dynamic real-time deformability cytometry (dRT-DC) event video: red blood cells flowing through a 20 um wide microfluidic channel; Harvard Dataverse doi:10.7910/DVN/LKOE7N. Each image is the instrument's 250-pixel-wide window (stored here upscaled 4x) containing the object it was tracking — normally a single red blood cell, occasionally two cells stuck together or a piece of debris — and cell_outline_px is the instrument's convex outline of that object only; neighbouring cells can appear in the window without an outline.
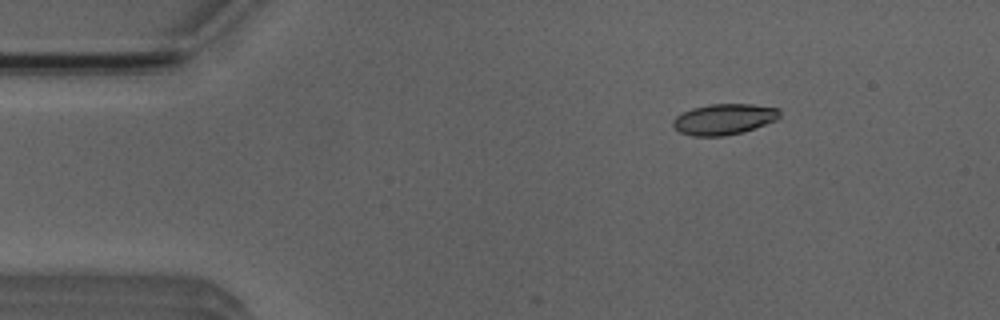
{"species": "Egyptian fruit bat (a non-hibernating species)", "species_latin": "Rousettus aegyptiacus", "temperature_condition": "room temperature", "stored_images_in_passage": 3, "camera_frame_rate_fps": 3000, "um_per_image_px": 0.085, "animal": {"sex": "male"}, "frame": {"image": 1, "passage_image": 1, "time_ms": 0.0, "image_size_px": [1000, 320], "cell_outline_px": [[780, 116], [776, 120], [744, 132], [724, 136], [692, 136], [680, 132], [672, 124], [672, 120], [676, 116], [692, 108], [712, 104], [752, 104], [780, 108]], "centroid_in_image_um": [61.56, 10.13], "position_along_channel_um": 23.4, "area_um2": 19.19}}